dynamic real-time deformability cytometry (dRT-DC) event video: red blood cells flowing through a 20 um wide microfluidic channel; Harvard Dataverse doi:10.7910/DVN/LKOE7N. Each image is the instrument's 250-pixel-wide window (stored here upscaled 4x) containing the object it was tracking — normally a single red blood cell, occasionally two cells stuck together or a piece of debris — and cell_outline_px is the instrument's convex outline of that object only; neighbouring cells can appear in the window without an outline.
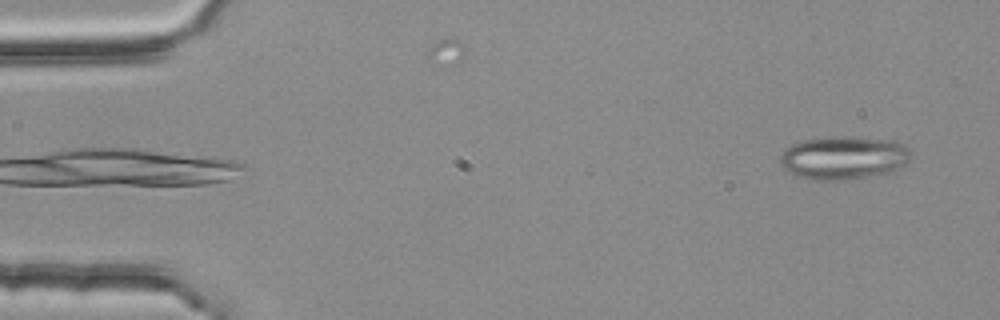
{"species": "common noctule bat (a hibernating species)", "species_latin": "Nyctalus noctula", "temperature_condition": "room temperature", "stored_images_in_passage": 5, "camera_frame_rate_fps": 3000, "um_per_image_px": 0.085, "animal": {"sex": "female", "body_mass_g": 25.1}, "frame": {"image": 1, "passage_image": 1, "time_ms": 0.0, "image_size_px": [1000, 320], "cell_outline_px": [[908, 160], [900, 168], [892, 172], [868, 176], [840, 180], [808, 180], [796, 176], [788, 172], [780, 164], [780, 156], [792, 144], [804, 140], [824, 136], [844, 136], [896, 140], [904, 144], [908, 148]], "centroid_in_image_um": [71.69, 13.4], "position_along_channel_um": 13.3, "area_um2": 33.12}}